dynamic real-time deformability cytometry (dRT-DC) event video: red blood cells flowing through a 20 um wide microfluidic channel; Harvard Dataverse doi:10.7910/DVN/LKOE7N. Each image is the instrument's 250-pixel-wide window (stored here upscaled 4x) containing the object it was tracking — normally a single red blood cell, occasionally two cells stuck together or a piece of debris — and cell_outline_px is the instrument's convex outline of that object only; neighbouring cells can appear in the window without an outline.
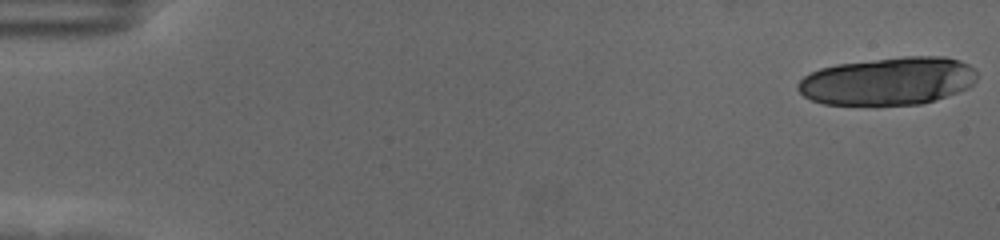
{"species": "human", "species_latin": "Homo sapiens", "temperature_condition": "cold", "stored_images_in_passage": 25, "camera_frame_rate_fps": 3000, "um_per_image_px": 0.085, "donor": {"sex": "female"}, "frame": {"image": 1, "passage_image": 1, "time_ms": 0.0, "image_size_px": [1000, 240], "cell_outline_px": [[976, 80], [968, 88], [936, 100], [920, 104], [876, 108], [824, 104], [812, 100], [804, 96], [796, 88], [796, 84], [804, 76], [820, 68], [836, 64], [904, 56], [944, 56], [960, 60], [968, 64], [976, 72]], "centroid_in_image_um": [75.46, 6.94], "position_along_channel_um": 9.5, "area_um2": 51.27}}